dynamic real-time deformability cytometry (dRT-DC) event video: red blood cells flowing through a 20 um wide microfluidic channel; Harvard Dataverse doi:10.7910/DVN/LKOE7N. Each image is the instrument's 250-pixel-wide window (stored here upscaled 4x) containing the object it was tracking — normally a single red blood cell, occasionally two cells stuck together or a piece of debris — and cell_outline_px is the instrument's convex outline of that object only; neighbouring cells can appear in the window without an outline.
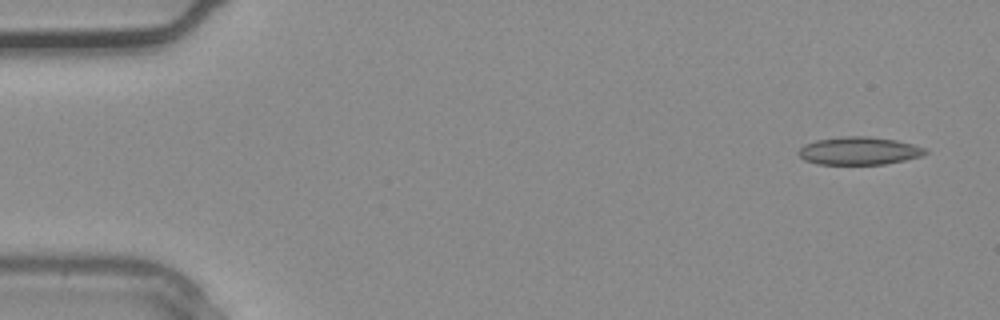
{"species": "common noctule bat (a hibernating species)", "species_latin": "Nyctalus noctula", "temperature_condition": "warm", "stored_images_in_passage": 4, "camera_frame_rate_fps": 3000, "um_per_image_px": 0.085, "animal": {"sex": "male", "body_mass_g": 20.4}, "frame": {"image": 1, "passage_image": 4, "time_ms": 1.0, "image_size_px": [1000, 320], "cell_outline_px": [[928, 152], [920, 156], [904, 160], [884, 164], [816, 164], [804, 160], [796, 152], [804, 144], [816, 140], [844, 136], [868, 136], [896, 140], [912, 144], [924, 148]], "centroid_in_image_um": [72.97, 12.82], "position_along_channel_um": 12.0, "area_um2": 20.52}}